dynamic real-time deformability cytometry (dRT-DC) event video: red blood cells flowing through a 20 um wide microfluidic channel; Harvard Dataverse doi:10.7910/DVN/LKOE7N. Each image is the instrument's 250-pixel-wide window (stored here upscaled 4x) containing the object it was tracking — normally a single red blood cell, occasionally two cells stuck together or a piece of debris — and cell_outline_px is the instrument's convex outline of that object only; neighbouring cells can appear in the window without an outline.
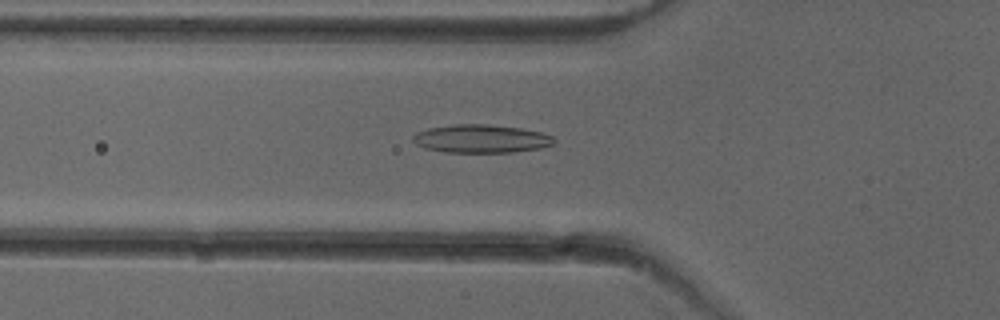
{"species": "common noctule bat (a hibernating species)", "species_latin": "Nyctalus noctula", "temperature_condition": "cold", "stored_images_in_passage": 42, "camera_frame_rate_fps": 3000, "um_per_image_px": 0.085, "animal": {"sex": "female"}, "frame": {"image": 1, "passage_image": 9, "time_ms": 2.667, "image_size_px": [1000, 320], "cell_outline_px": [[556, 140], [552, 144], [540, 148], [512, 152], [444, 152], [424, 148], [416, 144], [412, 140], [412, 136], [416, 132], [428, 128], [452, 124], [488, 124], [520, 128], [540, 132], [552, 136]], "centroid_in_image_um": [40.85, 11.79], "position_along_channel_um": 84.9, "area_um2": 23.24}}
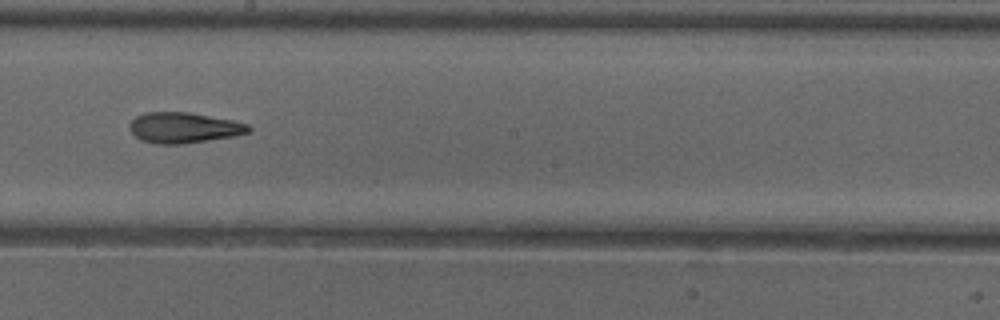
{"frame": {"image": 2, "passage_image": 20, "time_ms": 6.333, "image_size_px": [1000, 320], "cell_outline_px": [[252, 128], [248, 132], [236, 136], [180, 144], [156, 144], [140, 140], [128, 128], [128, 124], [136, 116], [144, 112], [188, 112], [232, 120], [248, 124]], "centroid_in_image_um": [15.6, 10.85], "position_along_channel_um": 232.6, "area_um2": 21.27}}
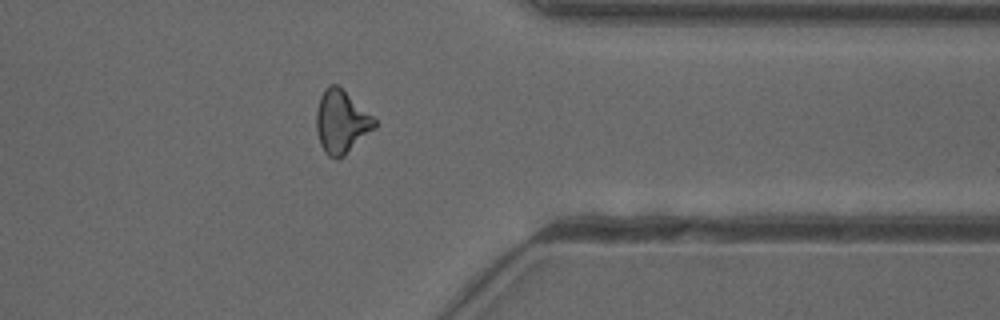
{"frame": {"image": 3, "passage_image": 32, "time_ms": 10.333, "image_size_px": [1000, 320], "cell_outline_px": [[376, 128], [344, 156], [336, 160], [328, 156], [324, 152], [320, 144], [316, 128], [316, 112], [320, 96], [324, 88], [328, 84], [336, 84], [372, 116], [376, 120]], "centroid_in_image_um": [28.99, 10.38], "position_along_channel_um": 382.4, "area_um2": 21.33}, "authors_computed_cell_mechanics": {"area_um2": 21.2126, "velocity_mm_per_s": 3.9915, "shape_relaxation_time_tau1_ms": null, "shape_relaxation_time_tau2_ms": 2.173, "deformation_change_tau1": null, "deformation_change_tau2": 0.1051}}